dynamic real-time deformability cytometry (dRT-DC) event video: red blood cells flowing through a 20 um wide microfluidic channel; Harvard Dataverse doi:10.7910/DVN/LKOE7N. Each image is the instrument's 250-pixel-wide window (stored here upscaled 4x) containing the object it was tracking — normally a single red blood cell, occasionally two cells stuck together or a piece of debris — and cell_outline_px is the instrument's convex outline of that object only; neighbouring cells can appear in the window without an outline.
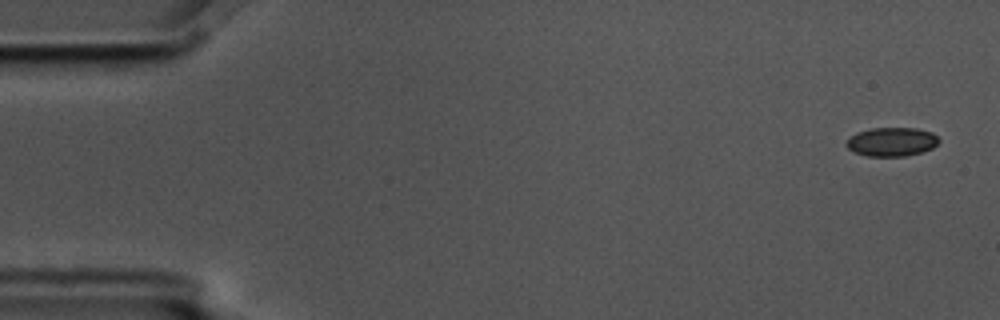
{"species": "common noctule bat (a hibernating species)", "species_latin": "Nyctalus noctula", "temperature_condition": "cold", "stored_images_in_passage": 5, "camera_frame_rate_fps": 3000, "um_per_image_px": 0.085, "animal": {"sex": "male", "body_mass_g": 17.5, "forearm_length_mm": 52.3}, "frame": {"image": 1, "passage_image": 1, "time_ms": 0.0, "image_size_px": [1000, 320], "cell_outline_px": [[940, 140], [932, 148], [920, 152], [904, 156], [868, 156], [856, 152], [848, 148], [844, 144], [856, 132], [872, 128], [916, 128], [932, 132]], "centroid_in_image_um": [75.79, 12.04], "position_along_channel_um": 9.2, "area_um2": 15.37}}
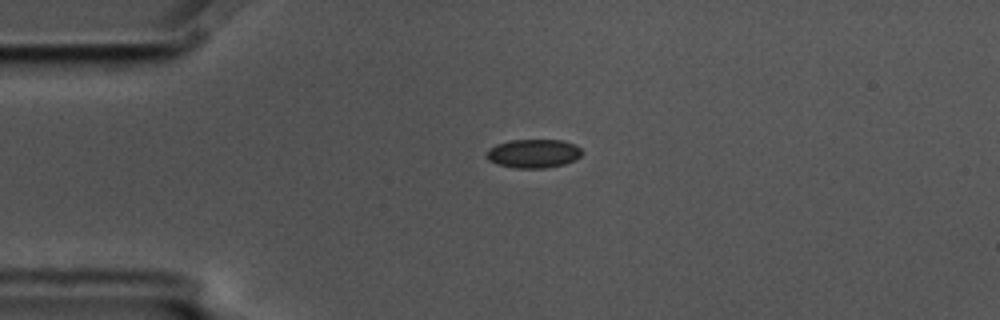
{"frame": {"image": 2, "passage_image": 4, "time_ms": 1.0, "image_size_px": [1000, 320], "cell_outline_px": [[584, 152], [576, 160], [564, 164], [544, 168], [512, 168], [496, 164], [488, 160], [488, 148], [496, 144], [512, 140], [564, 140], [576, 144]], "centroid_in_image_um": [45.38, 13.05], "position_along_channel_um": 39.6, "area_um2": 16.13}}